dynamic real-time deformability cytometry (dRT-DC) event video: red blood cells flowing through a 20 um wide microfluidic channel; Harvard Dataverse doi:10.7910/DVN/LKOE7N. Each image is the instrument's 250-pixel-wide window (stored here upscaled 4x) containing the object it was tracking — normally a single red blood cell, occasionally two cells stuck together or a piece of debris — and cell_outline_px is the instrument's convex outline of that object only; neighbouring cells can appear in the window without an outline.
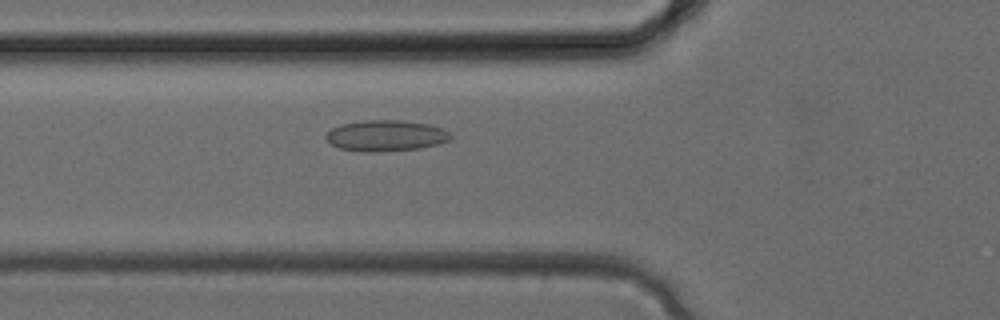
{"species": "common noctule bat (a hibernating species)", "species_latin": "Nyctalus noctula", "temperature_condition": "cold", "stored_images_in_passage": 25, "camera_frame_rate_fps": 3000, "um_per_image_px": 0.085, "animal": {"sex": "female", "body_mass_g": 24.6, "forearm_length_mm": 56.2}, "frame": {"image": 1, "passage_image": 4, "time_ms": 1.0, "image_size_px": [1000, 320], "cell_outline_px": [[452, 136], [448, 140], [436, 144], [420, 148], [376, 152], [360, 152], [340, 148], [332, 144], [324, 136], [332, 128], [340, 124], [364, 120], [400, 120], [428, 124], [444, 128]], "centroid_in_image_um": [32.78, 11.53], "position_along_channel_um": 93.0, "area_um2": 22.48}}
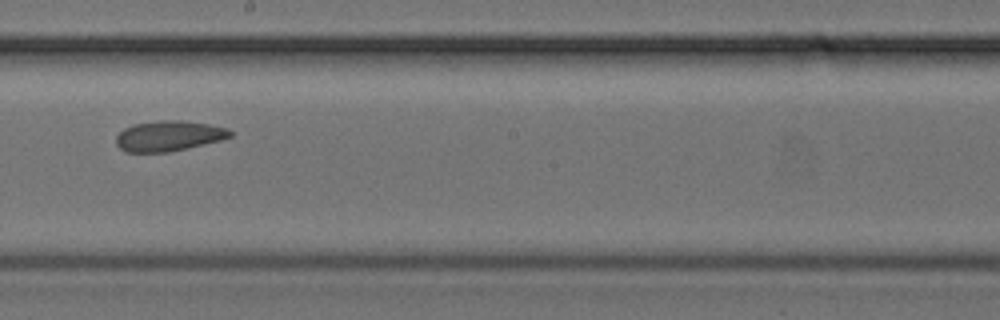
{"frame": {"image": 2, "passage_image": 11, "time_ms": 3.333, "image_size_px": [1000, 320], "cell_outline_px": [[232, 136], [220, 140], [188, 148], [168, 152], [124, 152], [116, 144], [116, 136], [124, 128], [132, 124], [160, 120], [184, 120], [208, 124], [228, 128], [232, 132]], "centroid_in_image_um": [14.33, 11.55], "position_along_channel_um": 233.9, "area_um2": 20.29}}
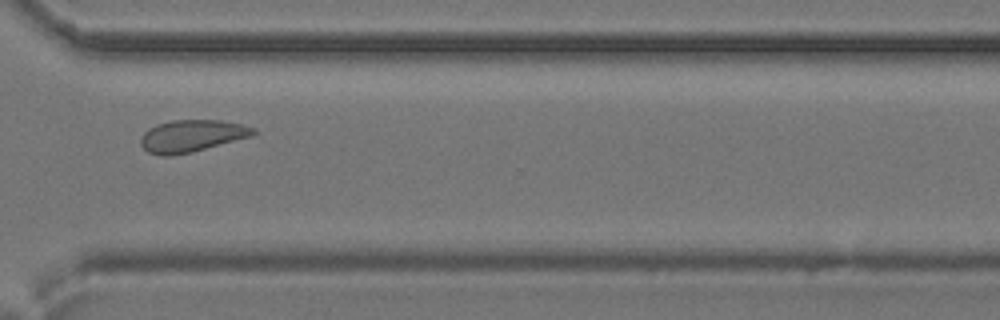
{"frame": {"image": 3, "passage_image": 17, "time_ms": 5.333, "image_size_px": [1000, 320], "cell_outline_px": [[256, 132], [252, 136], [192, 152], [172, 156], [160, 156], [148, 152], [140, 144], [140, 136], [148, 128], [156, 124], [172, 120], [220, 120], [240, 124], [256, 128]], "centroid_in_image_um": [16.26, 11.55], "position_along_channel_um": 354.3, "area_um2": 21.15}}